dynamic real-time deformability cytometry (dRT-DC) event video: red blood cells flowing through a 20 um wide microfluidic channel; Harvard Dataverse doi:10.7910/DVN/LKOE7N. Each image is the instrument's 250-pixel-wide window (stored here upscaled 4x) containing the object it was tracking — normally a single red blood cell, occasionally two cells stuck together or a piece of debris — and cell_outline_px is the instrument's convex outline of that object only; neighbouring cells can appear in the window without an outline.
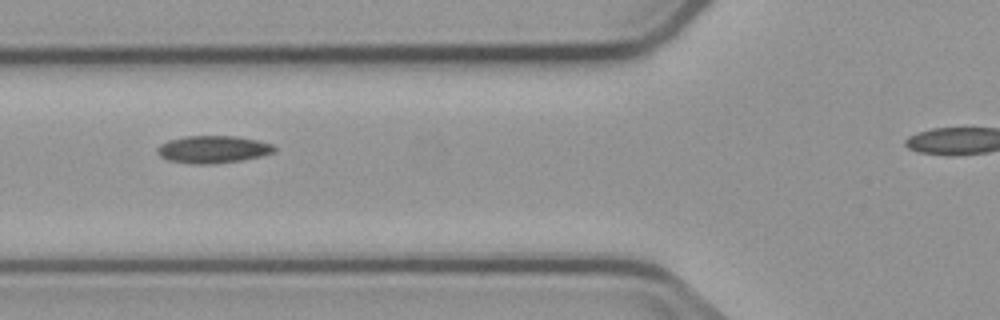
{"species": "common noctule bat (a hibernating species)", "species_latin": "Nyctalus noctula", "temperature_condition": "cold", "stored_images_in_passage": 6, "camera_frame_rate_fps": 3000, "um_per_image_px": 0.085, "animal": {"sex": "male", "body_mass_g": 23.1, "forearm_length_mm": 52.7}, "frame": {"image": 1, "passage_image": 4, "time_ms": 3.333, "image_size_px": [1000, 320], "cell_outline_px": [[276, 152], [244, 160], [216, 164], [192, 164], [168, 160], [160, 156], [156, 152], [156, 148], [160, 144], [168, 140], [184, 136], [236, 136], [256, 140], [272, 144], [276, 148]], "centroid_in_image_um": [18.09, 12.7], "position_along_channel_um": 107.7, "area_um2": 18.9}}
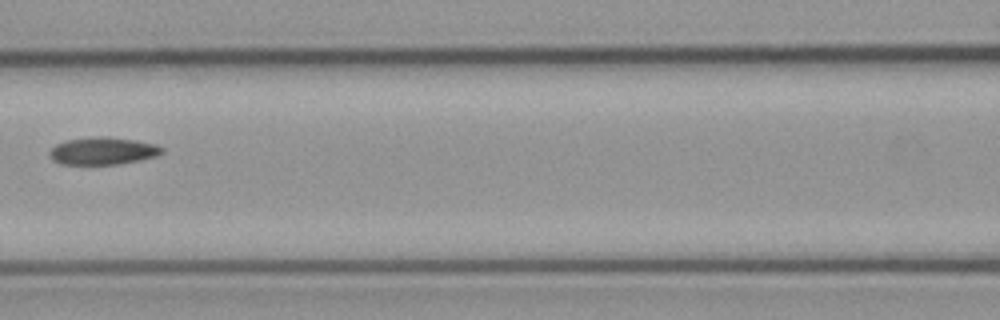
{"frame": {"image": 2, "passage_image": 5, "time_ms": 4.667, "image_size_px": [1000, 320], "cell_outline_px": [[164, 152], [156, 156], [140, 160], [120, 164], [60, 164], [52, 160], [48, 152], [56, 144], [64, 140], [96, 136], [108, 136], [136, 140], [156, 144], [164, 148]], "centroid_in_image_um": [8.74, 12.82], "position_along_channel_um": 157.9, "area_um2": 18.21}}
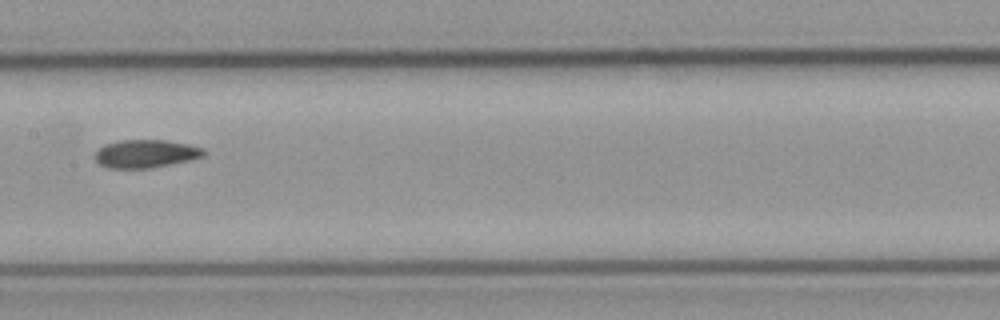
{"frame": {"image": 3, "passage_image": 6, "time_ms": 5.667, "image_size_px": [1000, 320], "cell_outline_px": [[204, 156], [192, 160], [148, 168], [108, 168], [100, 164], [96, 160], [96, 152], [104, 144], [120, 140], [164, 140], [188, 144], [204, 148]], "centroid_in_image_um": [12.4, 13.06], "position_along_channel_um": 195.0, "area_um2": 17.69}}